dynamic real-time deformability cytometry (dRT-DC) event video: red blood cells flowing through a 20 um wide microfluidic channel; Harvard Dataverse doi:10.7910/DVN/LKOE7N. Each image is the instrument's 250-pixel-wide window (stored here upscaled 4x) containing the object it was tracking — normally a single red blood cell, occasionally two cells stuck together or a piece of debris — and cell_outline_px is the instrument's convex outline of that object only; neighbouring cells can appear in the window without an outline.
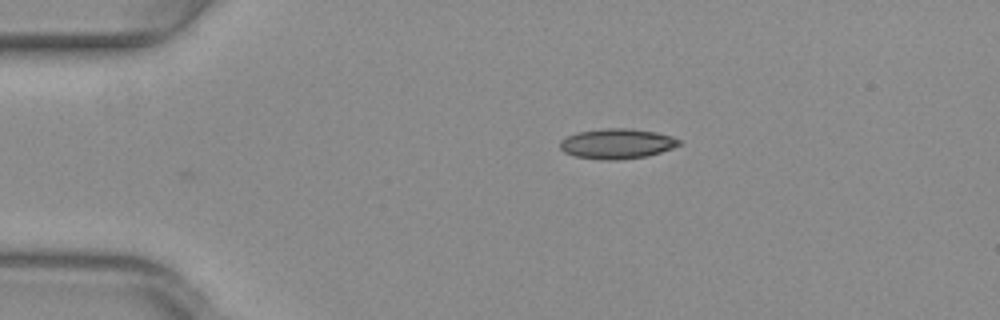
{"species": "common noctule bat (a hibernating species)", "species_latin": "Nyctalus noctula", "temperature_condition": "warm", "stored_images_in_passage": 38, "camera_frame_rate_fps": 3000, "um_per_image_px": 0.085, "animal": {"sex": "female", "body_mass_g": 29.2, "forearm_length_mm": 56.3}, "frame": {"image": 1, "passage_image": 1, "time_ms": 0.0, "image_size_px": [1000, 320], "cell_outline_px": [[680, 144], [672, 148], [660, 152], [644, 156], [616, 160], [604, 160], [576, 156], [564, 152], [560, 148], [560, 140], [576, 132], [608, 128], [628, 128], [656, 132], [672, 136], [680, 140]], "centroid_in_image_um": [52.42, 12.2], "position_along_channel_um": 32.6, "area_um2": 20.69}}
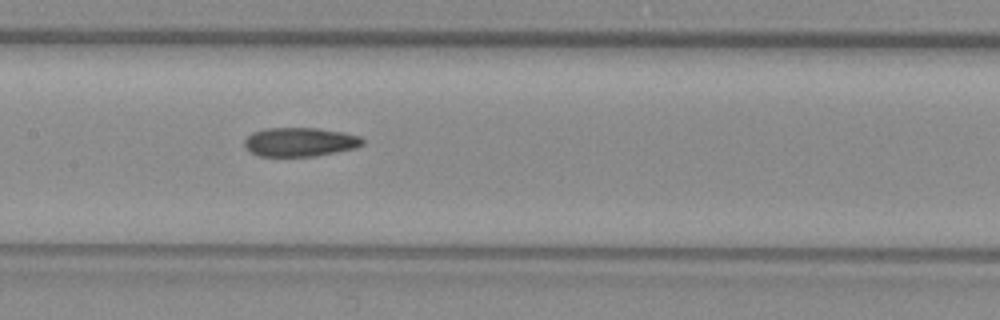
{"frame": {"image": 2, "passage_image": 16, "time_ms": 5.0, "image_size_px": [1000, 320], "cell_outline_px": [[364, 144], [356, 148], [316, 156], [260, 156], [252, 152], [244, 144], [244, 140], [252, 132], [264, 128], [316, 128], [344, 132], [360, 136], [364, 140]], "centroid_in_image_um": [25.52, 12.06], "position_along_channel_um": 181.9, "area_um2": 19.94}}
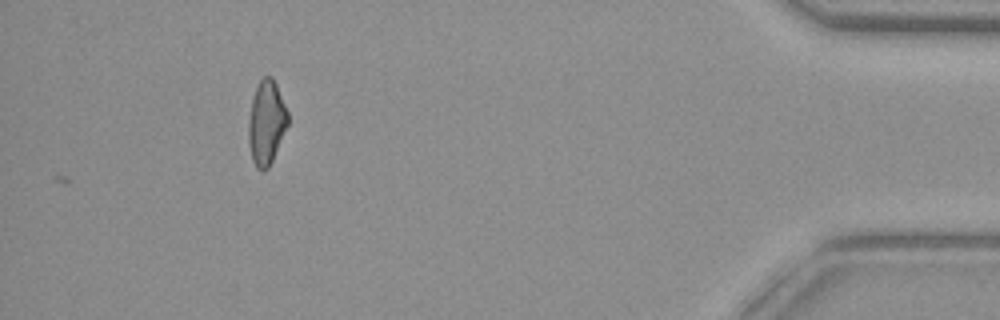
{"frame": {"image": 3, "passage_image": 38, "time_ms": 12.333, "image_size_px": [1000, 320], "cell_outline_px": [[288, 124], [272, 160], [268, 168], [256, 168], [252, 160], [248, 140], [248, 120], [252, 100], [256, 88], [260, 80], [264, 76], [272, 76], [276, 84], [288, 112]], "centroid_in_image_um": [22.63, 10.4], "position_along_channel_um": 412.6, "area_um2": 19.02}, "authors_computed_cell_mechanics": {"area_um2": 20.1144, "velocity_mm_per_s": 4.0064, "shape_relaxation_time_tau1_ms": null, "shape_relaxation_time_tau2_ms": 8.0131, "deformation_change_tau1": null, "deformation_change_tau2": 0.1669}}